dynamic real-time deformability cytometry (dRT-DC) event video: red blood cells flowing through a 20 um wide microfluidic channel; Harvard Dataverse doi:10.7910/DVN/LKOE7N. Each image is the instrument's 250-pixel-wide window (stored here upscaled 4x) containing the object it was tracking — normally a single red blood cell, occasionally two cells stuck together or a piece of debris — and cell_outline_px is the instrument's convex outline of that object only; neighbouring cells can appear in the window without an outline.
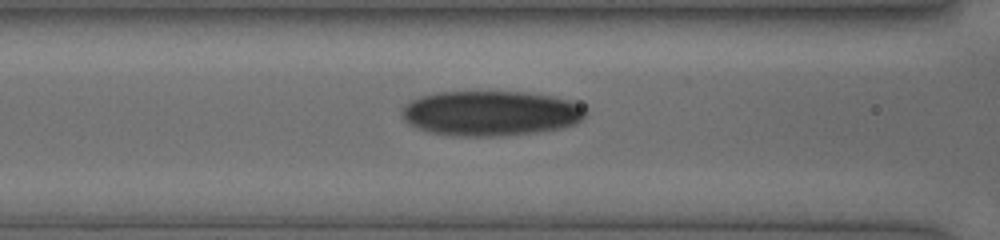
{"species": "human", "species_latin": "Homo sapiens", "temperature_condition": "cold", "stored_images_in_passage": 31, "camera_frame_rate_fps": 3000, "um_per_image_px": 0.085, "donor": {"sex": "female"}, "frame": {"image": 1, "passage_image": 10, "time_ms": 3.667, "image_size_px": [1000, 240], "cell_outline_px": [[584, 116], [576, 124], [560, 128], [536, 132], [500, 136], [452, 136], [428, 132], [404, 120], [400, 112], [412, 100], [420, 96], [440, 92], [524, 92], [552, 96], [568, 100], [584, 108]], "centroid_in_image_um": [41.69, 9.63], "position_along_channel_um": 124.9, "area_um2": 47.86}}
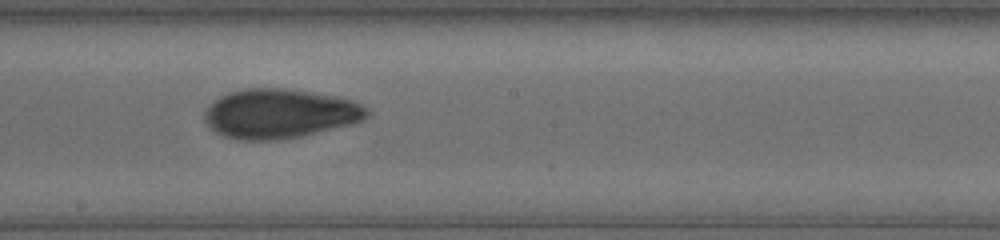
{"frame": {"image": 2, "passage_image": 17, "time_ms": 6.0, "image_size_px": [1000, 240], "cell_outline_px": [[372, 112], [364, 120], [300, 136], [280, 140], [236, 140], [224, 136], [216, 132], [204, 120], [204, 112], [208, 104], [212, 100], [228, 92], [244, 88], [284, 88], [336, 96], [352, 100], [368, 108]], "centroid_in_image_um": [23.74, 9.65], "position_along_channel_um": 224.5, "area_um2": 46.88}}
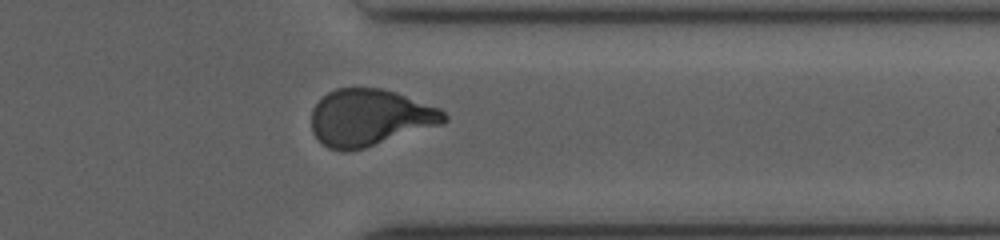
{"frame": {"image": 3, "passage_image": 27, "time_ms": 9.667, "image_size_px": [1000, 240], "cell_outline_px": [[448, 120], [444, 124], [364, 148], [348, 152], [340, 152], [328, 148], [312, 132], [312, 108], [328, 92], [336, 88], [384, 88], [396, 92], [440, 108], [448, 116]], "centroid_in_image_um": [31.46, 10.0], "position_along_channel_um": 379.9, "area_um2": 44.1}}